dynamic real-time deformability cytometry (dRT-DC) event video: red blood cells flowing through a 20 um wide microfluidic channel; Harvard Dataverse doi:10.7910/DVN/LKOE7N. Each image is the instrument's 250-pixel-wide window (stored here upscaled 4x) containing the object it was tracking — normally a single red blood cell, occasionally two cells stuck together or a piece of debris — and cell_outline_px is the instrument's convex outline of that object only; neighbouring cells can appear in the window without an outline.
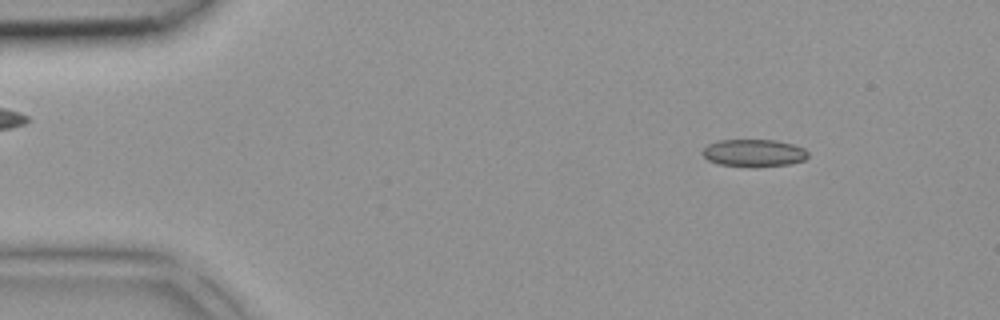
{"species": "common noctule bat (a hibernating species)", "species_latin": "Nyctalus noctula", "temperature_condition": "room temperature", "stored_images_in_passage": 3, "camera_frame_rate_fps": 3000, "um_per_image_px": 0.085, "animal": {"sex": "female", "body_mass_g": 18.4}, "frame": {"image": 1, "passage_image": 1, "time_ms": 0.0, "image_size_px": [1000, 320], "cell_outline_px": [[808, 156], [804, 160], [788, 164], [752, 168], [720, 164], [708, 160], [700, 152], [708, 144], [720, 140], [776, 140], [792, 144], [804, 148], [808, 152]], "centroid_in_image_um": [64.07, 13.01], "position_along_channel_um": 20.9, "area_um2": 16.99}}